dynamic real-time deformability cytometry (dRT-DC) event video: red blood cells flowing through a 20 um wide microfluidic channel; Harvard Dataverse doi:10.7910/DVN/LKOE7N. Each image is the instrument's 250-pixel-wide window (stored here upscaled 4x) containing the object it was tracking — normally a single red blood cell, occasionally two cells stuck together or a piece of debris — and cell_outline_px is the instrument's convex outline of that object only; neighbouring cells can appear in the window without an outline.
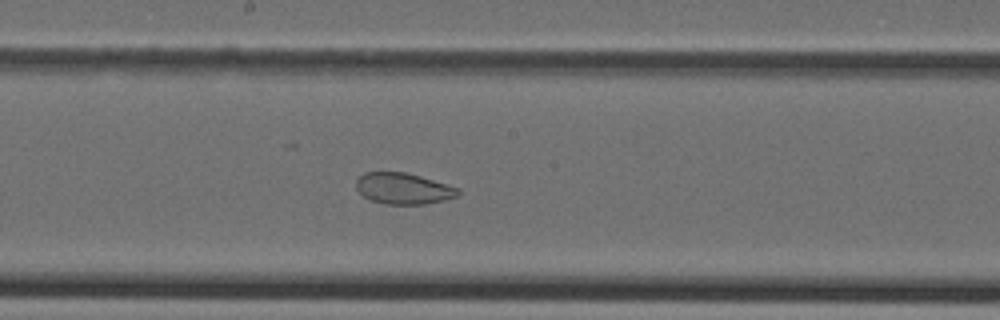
{"species": "Egyptian fruit bat (a non-hibernating species)", "species_latin": "Rousettus aegyptiacus", "temperature_condition": "cold", "stored_images_in_passage": 43, "camera_frame_rate_fps": 3000, "um_per_image_px": 0.085, "animal": {"sex": "female"}, "frame": {"image": 1, "passage_image": 21, "time_ms": 6.667, "image_size_px": [1000, 320], "cell_outline_px": [[460, 192], [456, 196], [444, 200], [424, 204], [384, 204], [372, 200], [364, 196], [356, 188], [356, 180], [364, 172], [404, 172], [420, 176], [460, 188]], "centroid_in_image_um": [34.28, 16.02], "position_along_channel_um": 213.9, "area_um2": 18.38}}
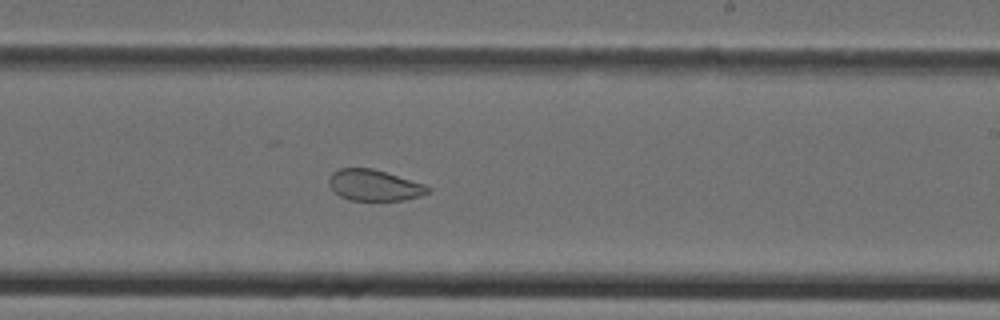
{"frame": {"image": 2, "passage_image": 24, "time_ms": 7.667, "image_size_px": [1000, 320], "cell_outline_px": [[432, 188], [428, 192], [420, 196], [404, 200], [348, 200], [332, 192], [328, 184], [328, 180], [332, 172], [340, 168], [372, 168], [424, 184]], "centroid_in_image_um": [31.76, 15.75], "position_along_channel_um": 257.2, "area_um2": 17.98}}
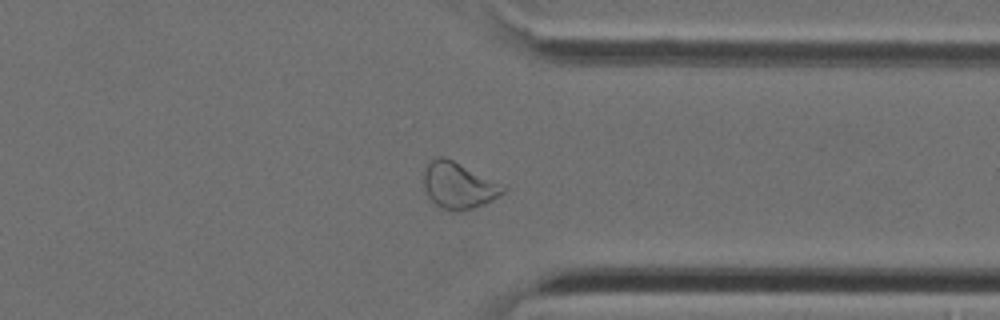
{"frame": {"image": 3, "passage_image": 32, "time_ms": 10.333, "image_size_px": [1000, 320], "cell_outline_px": [[508, 188], [504, 192], [492, 200], [484, 204], [472, 208], [456, 212], [444, 208], [436, 204], [428, 196], [424, 188], [424, 164], [436, 156], [444, 156], [504, 184]], "centroid_in_image_um": [38.97, 15.73], "position_along_channel_um": 372.4, "area_um2": 21.56}}